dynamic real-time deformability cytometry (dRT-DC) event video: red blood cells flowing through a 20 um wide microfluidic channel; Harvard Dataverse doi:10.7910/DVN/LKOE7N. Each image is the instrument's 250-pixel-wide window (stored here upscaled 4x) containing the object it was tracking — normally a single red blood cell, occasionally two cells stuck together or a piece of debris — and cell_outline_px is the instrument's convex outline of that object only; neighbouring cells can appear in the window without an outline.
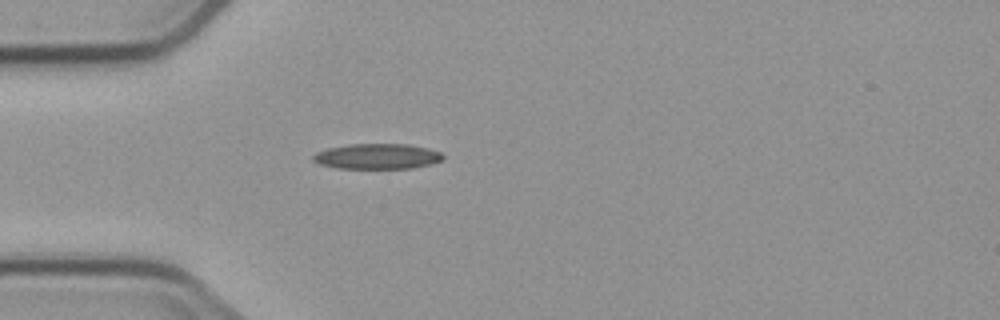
{"species": "common noctule bat (a hibernating species)", "species_latin": "Nyctalus noctula", "temperature_condition": "cold", "stored_images_in_passage": 3, "camera_frame_rate_fps": 3000, "um_per_image_px": 0.085, "animal": {"sex": "male", "body_mass_g": 23.1, "forearm_length_mm": 52.7}, "frame": {"image": 1, "passage_image": 3, "time_ms": 2.333, "image_size_px": [1000, 320], "cell_outline_px": [[444, 160], [432, 164], [412, 168], [340, 168], [320, 164], [312, 160], [312, 156], [316, 152], [328, 148], [348, 144], [408, 144], [428, 148], [440, 152], [444, 156]], "centroid_in_image_um": [32.09, 13.28], "position_along_channel_um": 52.9, "area_um2": 19.25}}